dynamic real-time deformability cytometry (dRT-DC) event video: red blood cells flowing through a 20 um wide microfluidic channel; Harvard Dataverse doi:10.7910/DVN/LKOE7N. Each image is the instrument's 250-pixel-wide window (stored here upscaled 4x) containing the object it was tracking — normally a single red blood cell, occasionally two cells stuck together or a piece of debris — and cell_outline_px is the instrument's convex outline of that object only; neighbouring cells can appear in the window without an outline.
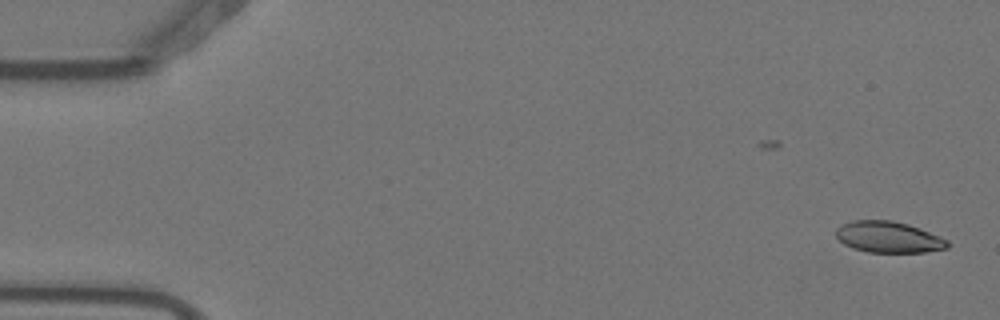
{"species": "Egyptian fruit bat (a non-hibernating species)", "species_latin": "Rousettus aegyptiacus", "temperature_condition": "warm", "stored_images_in_passage": 2, "camera_frame_rate_fps": 3000, "um_per_image_px": 0.085, "animal": {"sex": "female"}, "frame": {"image": 1, "passage_image": 2, "time_ms": 0.333, "image_size_px": [1000, 320], "cell_outline_px": [[948, 248], [924, 252], [868, 252], [852, 248], [844, 244], [836, 236], [836, 228], [840, 224], [852, 220], [892, 220], [908, 224], [920, 228], [940, 236], [948, 240]], "centroid_in_image_um": [75.51, 20.14], "position_along_channel_um": 9.5, "area_um2": 20.4}}